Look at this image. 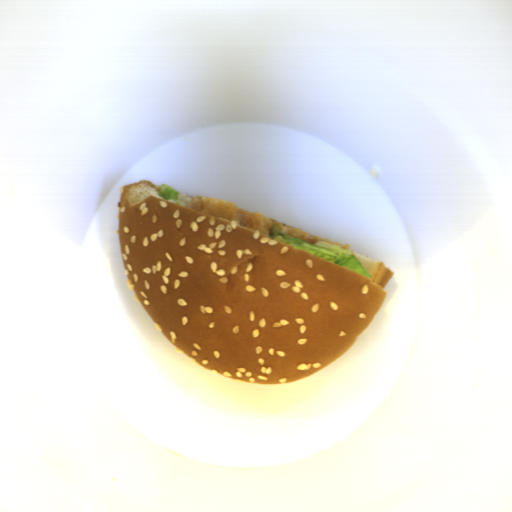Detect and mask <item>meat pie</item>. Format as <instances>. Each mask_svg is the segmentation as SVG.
I'll use <instances>...</instances> for the list:
<instances>
[{"label": "meat pie", "mask_w": 512, "mask_h": 512, "mask_svg": "<svg viewBox=\"0 0 512 512\" xmlns=\"http://www.w3.org/2000/svg\"><path fill=\"white\" fill-rule=\"evenodd\" d=\"M298 239H301L303 241H306L311 244H316L317 242H330L333 245L341 246L343 249L347 250L350 254H352L355 257V251L352 250L351 245H342L340 242L332 241L329 238H322L320 236L312 235L307 232H304L301 228L293 227L291 225H288L286 228V234Z\"/></svg>", "instance_id": "meat-pie-2"}, {"label": "meat pie", "mask_w": 512, "mask_h": 512, "mask_svg": "<svg viewBox=\"0 0 512 512\" xmlns=\"http://www.w3.org/2000/svg\"><path fill=\"white\" fill-rule=\"evenodd\" d=\"M188 207L194 211L225 219L234 220L239 226H245L261 234L271 236L274 225H278L279 232L284 226L279 221L266 217L261 213L249 212L240 208L236 203L208 196H199L188 203Z\"/></svg>", "instance_id": "meat-pie-1"}]
</instances>
